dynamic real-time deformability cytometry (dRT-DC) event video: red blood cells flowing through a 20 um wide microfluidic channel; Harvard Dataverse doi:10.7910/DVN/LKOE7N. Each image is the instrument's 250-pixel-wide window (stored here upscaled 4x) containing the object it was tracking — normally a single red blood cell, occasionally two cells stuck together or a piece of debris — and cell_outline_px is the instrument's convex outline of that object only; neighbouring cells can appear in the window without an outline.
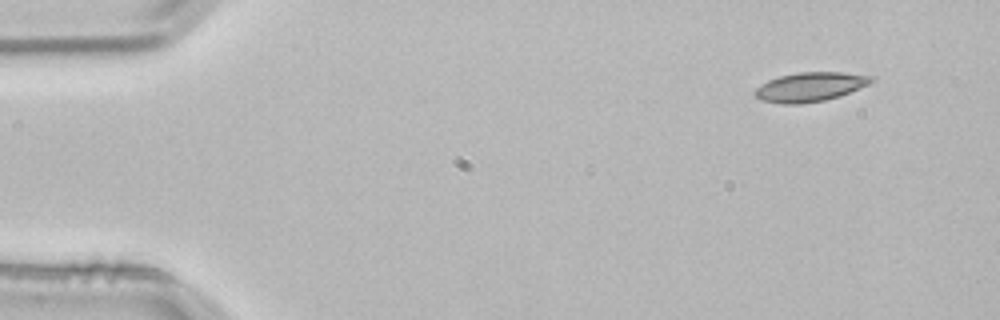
{"species": "common noctule bat (a hibernating species)", "species_latin": "Nyctalus noctula", "temperature_condition": "room temperature", "stored_images_in_passage": 3, "camera_frame_rate_fps": 3000, "um_per_image_px": 0.085, "animal": {"sex": "male", "body_mass_g": 21.5, "forearm_length_mm": 52.0}, "frame": {"image": 1, "passage_image": 1, "time_ms": 0.0, "image_size_px": [1000, 320], "cell_outline_px": [[876, 76], [868, 84], [840, 96], [824, 100], [800, 104], [780, 104], [760, 100], [752, 92], [760, 84], [768, 80], [780, 76], [796, 72], [840, 72]], "centroid_in_image_um": [68.81, 7.39], "position_along_channel_um": 16.2, "area_um2": 19.88}}